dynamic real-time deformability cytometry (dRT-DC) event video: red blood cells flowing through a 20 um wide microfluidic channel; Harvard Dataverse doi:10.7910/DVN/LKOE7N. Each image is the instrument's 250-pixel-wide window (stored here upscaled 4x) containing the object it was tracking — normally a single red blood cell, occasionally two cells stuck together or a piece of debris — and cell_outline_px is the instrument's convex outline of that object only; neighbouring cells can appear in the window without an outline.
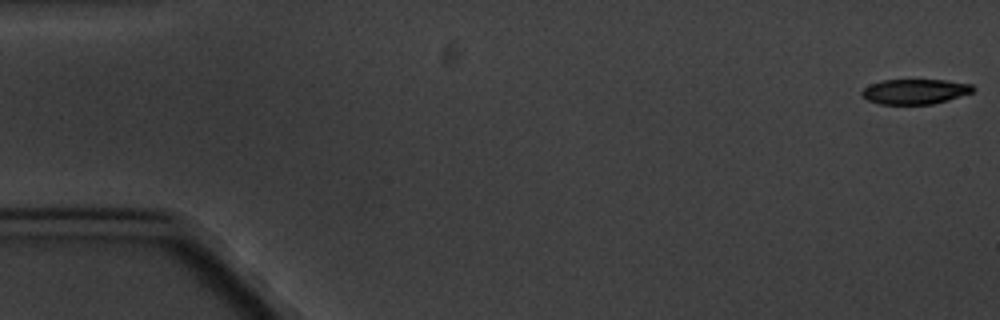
{"species": "common noctule bat (a hibernating species)", "species_latin": "Nyctalus noctula", "temperature_condition": "cold", "stored_images_in_passage": 6, "camera_frame_rate_fps": 3000, "um_per_image_px": 0.085, "animal": {"sex": "male", "body_mass_g": 20.1, "forearm_length_mm": 53.5}, "frame": {"image": 1, "passage_image": 1, "time_ms": 0.0, "image_size_px": [1000, 320], "cell_outline_px": [[976, 88], [972, 92], [948, 100], [932, 104], [880, 104], [868, 100], [860, 92], [864, 88], [880, 80], [944, 80], [972, 84]], "centroid_in_image_um": [77.79, 7.78], "position_along_channel_um": 7.2, "area_um2": 16.13}}